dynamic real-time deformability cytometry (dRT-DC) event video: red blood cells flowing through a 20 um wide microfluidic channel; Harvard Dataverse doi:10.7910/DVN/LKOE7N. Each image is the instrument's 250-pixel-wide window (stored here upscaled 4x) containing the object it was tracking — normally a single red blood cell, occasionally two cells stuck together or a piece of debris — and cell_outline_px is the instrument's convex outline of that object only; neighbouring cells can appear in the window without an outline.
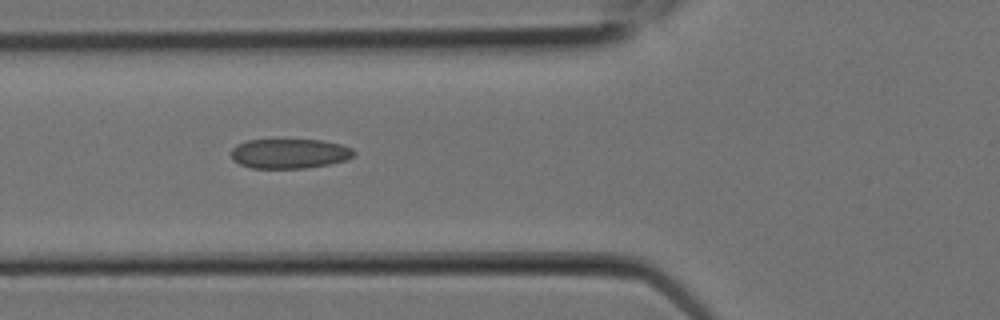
{"species": "Egyptian fruit bat (a non-hibernating species)", "species_latin": "Rousettus aegyptiacus", "temperature_condition": "room temperature", "stored_images_in_passage": 3, "camera_frame_rate_fps": 3000, "um_per_image_px": 0.085, "animal": {"sex": "female"}, "frame": {"image": 1, "passage_image": 2, "time_ms": 0.333, "image_size_px": [1000, 320], "cell_outline_px": [[356, 152], [352, 156], [344, 160], [328, 164], [304, 168], [252, 168], [240, 164], [232, 160], [232, 148], [236, 144], [248, 140], [324, 140], [340, 144], [352, 148]], "centroid_in_image_um": [24.59, 13.05], "position_along_channel_um": 101.2, "area_um2": 21.15}}
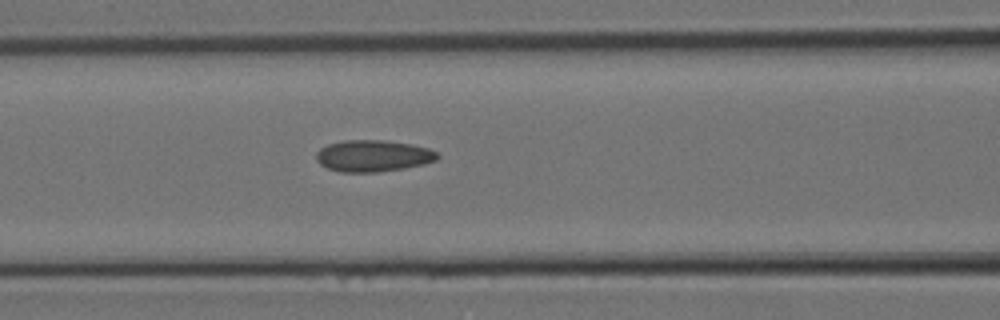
{"frame": {"image": 2, "passage_image": 3, "time_ms": 0.667, "image_size_px": [1000, 320], "cell_outline_px": [[440, 156], [436, 160], [424, 164], [404, 168], [376, 172], [340, 172], [328, 168], [320, 164], [316, 160], [316, 152], [320, 148], [328, 144], [344, 140], [384, 140], [412, 144], [428, 148], [436, 152]], "centroid_in_image_um": [31.7, 13.24], "position_along_channel_um": 134.9, "area_um2": 22.37}}